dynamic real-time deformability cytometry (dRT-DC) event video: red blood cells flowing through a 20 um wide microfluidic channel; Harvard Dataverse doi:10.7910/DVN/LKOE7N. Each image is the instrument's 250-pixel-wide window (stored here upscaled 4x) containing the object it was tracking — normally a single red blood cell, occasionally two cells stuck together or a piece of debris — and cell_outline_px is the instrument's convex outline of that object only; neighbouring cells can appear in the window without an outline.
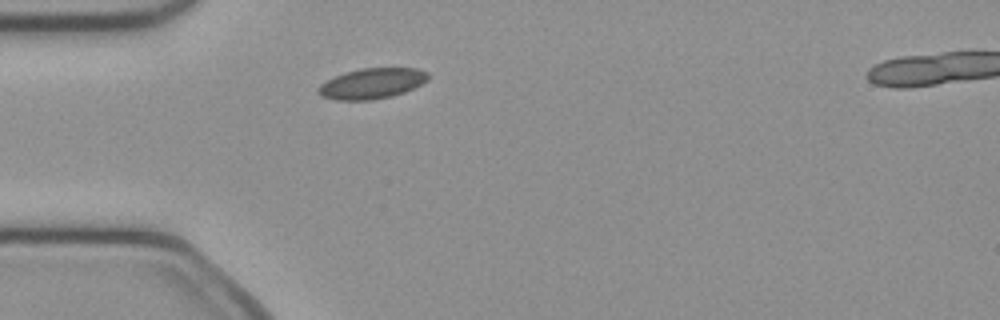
{"species": "common noctule bat (a hibernating species)", "species_latin": "Nyctalus noctula", "temperature_condition": "cold", "stored_images_in_passage": 33, "camera_frame_rate_fps": 3000, "um_per_image_px": 0.085, "animal": {"sex": "female", "body_mass_g": 21.9}, "frame": {"image": 1, "passage_image": 1, "time_ms": 0.0, "image_size_px": [1000, 320], "cell_outline_px": [[428, 80], [404, 92], [392, 96], [372, 100], [336, 100], [320, 96], [316, 92], [316, 88], [320, 84], [344, 72], [360, 68], [416, 68], [428, 72]], "centroid_in_image_um": [31.57, 7.1], "position_along_channel_um": 53.4, "area_um2": 19.59}}
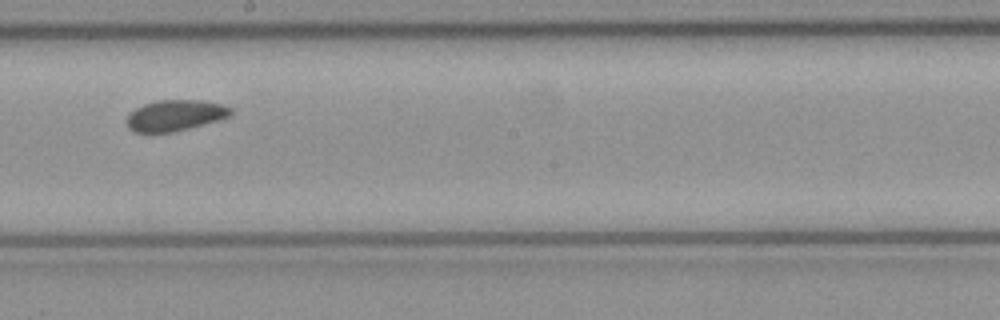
{"frame": {"image": 2, "passage_image": 15, "time_ms": 4.667, "image_size_px": [1000, 320], "cell_outline_px": [[232, 112], [228, 116], [216, 120], [188, 128], [172, 132], [132, 132], [128, 128], [128, 116], [136, 108], [144, 104], [160, 100], [200, 100], [220, 104], [232, 108]], "centroid_in_image_um": [14.87, 9.8], "position_along_channel_um": 233.3, "area_um2": 18.32}}
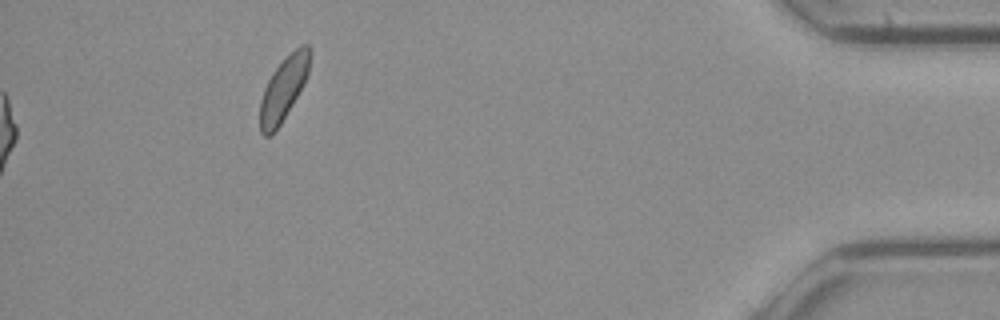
{"frame": {"image": 3, "passage_image": 33, "time_ms": 10.667, "image_size_px": [1000, 320], "cell_outline_px": [[312, 52], [308, 72], [304, 84], [280, 124], [268, 136], [264, 136], [260, 132], [260, 100], [264, 88], [272, 72], [300, 44], [308, 44], [312, 48]], "centroid_in_image_um": [24.12, 7.5], "position_along_channel_um": 411.1, "area_um2": 18.21}, "authors_computed_cell_mechanics": {"area_um2": 18.785, "velocity_mm_per_s": 4.0124, "shape_relaxation_time_tau1_ms": 1.668, "shape_relaxation_time_tau2_ms": 8.3631, "deformation_change_tau1": 0.0413, "deformation_change_tau2": 0.13}}